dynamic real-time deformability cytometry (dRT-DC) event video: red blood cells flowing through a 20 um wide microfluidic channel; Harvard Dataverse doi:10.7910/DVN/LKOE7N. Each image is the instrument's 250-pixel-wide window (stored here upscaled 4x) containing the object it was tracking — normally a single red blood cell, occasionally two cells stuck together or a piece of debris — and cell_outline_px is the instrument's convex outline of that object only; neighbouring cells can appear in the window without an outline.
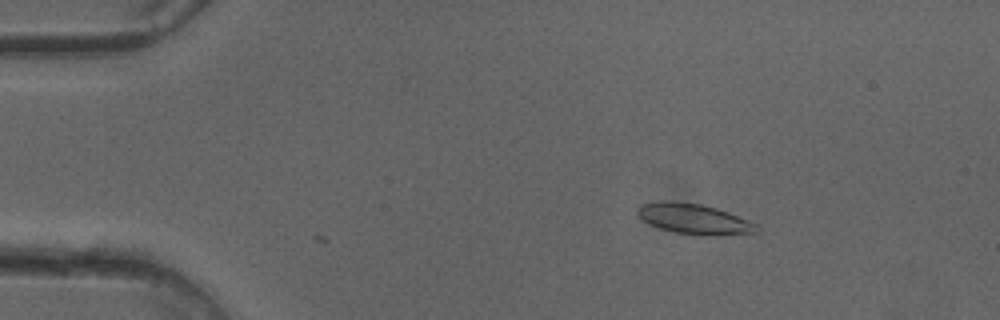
{"species": "common noctule bat (a hibernating species)", "species_latin": "Nyctalus noctula", "temperature_condition": "cold", "stored_images_in_passage": 8, "camera_frame_rate_fps": 3000, "um_per_image_px": 0.085, "animal": {"sex": "female"}, "frame": {"image": 1, "passage_image": 8, "time_ms": 2.333, "image_size_px": [1000, 320], "cell_outline_px": [[760, 232], [712, 236], [704, 236], [676, 232], [660, 228], [644, 220], [636, 212], [640, 204], [660, 200], [672, 200], [700, 204], [716, 208], [728, 212], [756, 224], [760, 228]], "centroid_in_image_um": [59.0, 18.6], "position_along_channel_um": 26.0, "area_um2": 21.04}}